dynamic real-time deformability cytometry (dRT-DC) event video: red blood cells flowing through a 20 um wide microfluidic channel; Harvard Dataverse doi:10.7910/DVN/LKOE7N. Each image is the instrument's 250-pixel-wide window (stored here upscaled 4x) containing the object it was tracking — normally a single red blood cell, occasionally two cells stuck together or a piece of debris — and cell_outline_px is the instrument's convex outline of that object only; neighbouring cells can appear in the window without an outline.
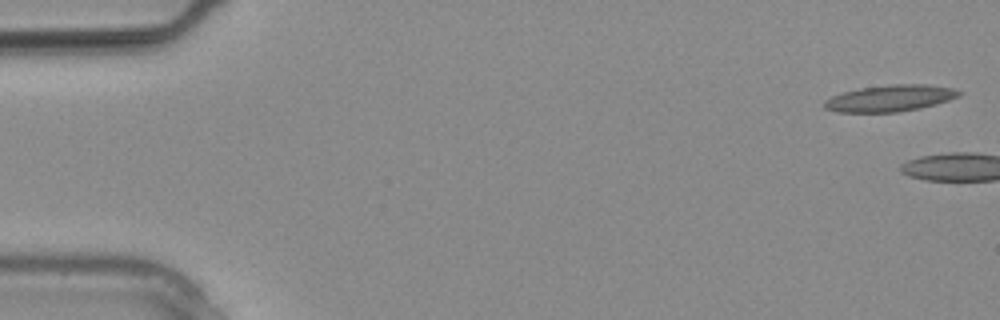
{"species": "common noctule bat (a hibernating species)", "species_latin": "Nyctalus noctula", "temperature_condition": "warm", "stored_images_in_passage": 3, "camera_frame_rate_fps": 3000, "um_per_image_px": 0.085, "animal": {"sex": "male", "body_mass_g": 20.4}, "frame": {"image": 1, "passage_image": 1, "time_ms": 0.0, "image_size_px": [1000, 320], "cell_outline_px": [[964, 92], [960, 96], [936, 104], [920, 108], [896, 112], [836, 112], [824, 108], [824, 100], [840, 92], [860, 88], [888, 84], [928, 84], [952, 88]], "centroid_in_image_um": [75.65, 8.34], "position_along_channel_um": 9.4, "area_um2": 20.98}}